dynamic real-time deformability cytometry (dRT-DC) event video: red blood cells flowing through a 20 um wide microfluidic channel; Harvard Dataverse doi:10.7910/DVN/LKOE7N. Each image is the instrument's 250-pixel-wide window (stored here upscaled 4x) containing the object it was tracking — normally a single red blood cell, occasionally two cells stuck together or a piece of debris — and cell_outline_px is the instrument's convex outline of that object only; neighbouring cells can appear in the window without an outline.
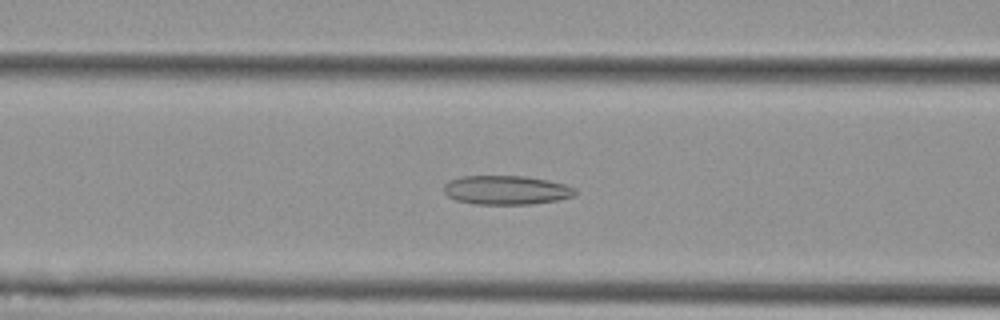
{"species": "Egyptian fruit bat (a non-hibernating species)", "species_latin": "Rousettus aegyptiacus", "temperature_condition": "cold", "stored_images_in_passage": 43, "camera_frame_rate_fps": 3000, "um_per_image_px": 0.085, "animal": {"sex": "female"}, "frame": {"image": 1, "passage_image": 11, "time_ms": 3.333, "image_size_px": [1000, 320], "cell_outline_px": [[576, 196], [556, 200], [532, 204], [476, 204], [456, 200], [448, 196], [444, 192], [444, 184], [448, 180], [460, 176], [524, 176], [548, 180], [568, 184], [576, 188]], "centroid_in_image_um": [43.05, 16.15], "position_along_channel_um": 123.5, "area_um2": 22.43}}
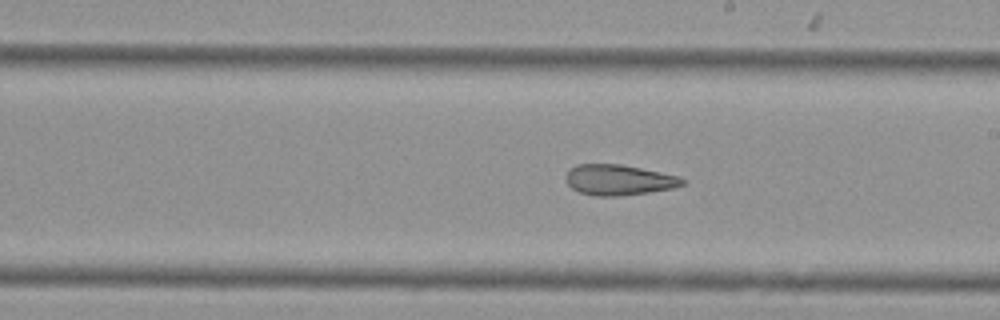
{"frame": {"image": 2, "passage_image": 20, "time_ms": 6.333, "image_size_px": [1000, 320], "cell_outline_px": [[688, 180], [684, 184], [672, 188], [648, 192], [616, 196], [596, 196], [580, 192], [572, 188], [564, 180], [564, 176], [568, 168], [576, 164], [620, 164], [640, 168], [676, 176]], "centroid_in_image_um": [52.52, 15.28], "position_along_channel_um": 236.5, "area_um2": 20.69}}
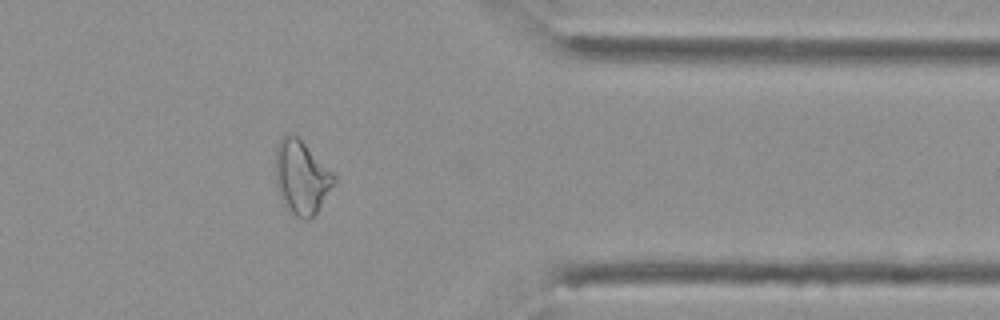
{"frame": {"image": 3, "passage_image": 33, "time_ms": 10.667, "image_size_px": [1000, 320], "cell_outline_px": [[336, 180], [316, 212], [308, 220], [304, 220], [296, 216], [284, 204], [276, 184], [276, 144], [288, 132], [292, 132], [336, 176]], "centroid_in_image_um": [25.6, 15.06], "position_along_channel_um": 385.8, "area_um2": 24.45}, "authors_computed_cell_mechanics": {"area_um2": 23.6402, "velocity_mm_per_s": 3.7695, "shape_relaxation_time_tau1_ms": null, "shape_relaxation_time_tau2_ms": 3.7731, "deformation_change_tau1": null, "deformation_change_tau2": 0.1323}}